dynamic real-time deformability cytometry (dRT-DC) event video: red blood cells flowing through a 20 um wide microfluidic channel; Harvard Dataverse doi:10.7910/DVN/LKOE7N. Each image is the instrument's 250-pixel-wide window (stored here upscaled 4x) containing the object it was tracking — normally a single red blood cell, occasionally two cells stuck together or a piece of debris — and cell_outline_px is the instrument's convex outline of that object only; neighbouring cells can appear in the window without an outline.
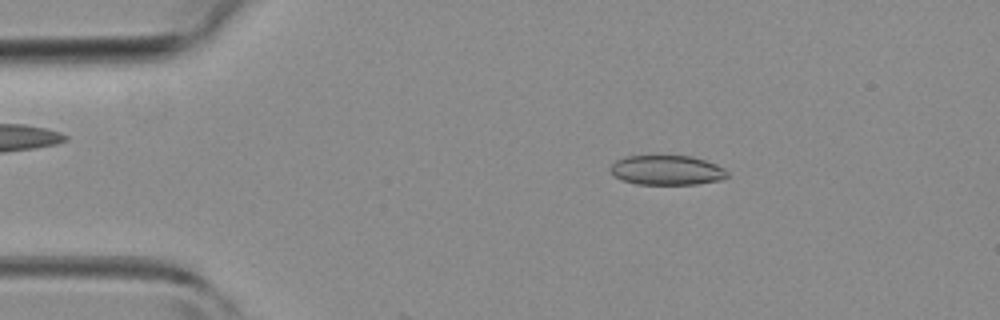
{"species": "common noctule bat (a hibernating species)", "species_latin": "Nyctalus noctula", "temperature_condition": "room temperature", "stored_images_in_passage": 5, "camera_frame_rate_fps": 3000, "um_per_image_px": 0.085, "animal": {"sex": "female", "body_mass_g": 19.3, "forearm_length_mm": 54.1}, "frame": {"image": 1, "passage_image": 3, "time_ms": 2.333, "image_size_px": [1000, 320], "cell_outline_px": [[728, 176], [720, 180], [696, 184], [636, 184], [620, 180], [612, 176], [608, 168], [616, 160], [624, 156], [692, 156], [716, 164], [724, 168], [728, 172]], "centroid_in_image_um": [56.63, 14.47], "position_along_channel_um": 28.4, "area_um2": 20.4}}
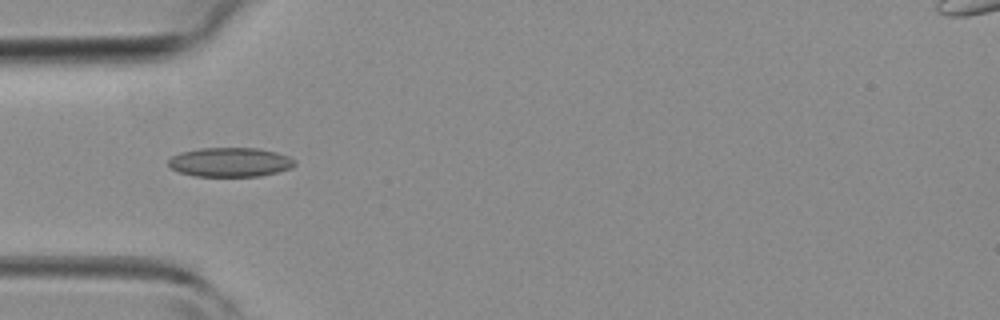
{"frame": {"image": 2, "passage_image": 4, "time_ms": 4.333, "image_size_px": [1000, 320], "cell_outline_px": [[296, 164], [292, 168], [260, 176], [196, 176], [180, 172], [172, 168], [168, 164], [168, 160], [172, 156], [180, 152], [200, 148], [256, 148], [276, 152], [288, 156], [296, 160]], "centroid_in_image_um": [19.58, 13.78], "position_along_channel_um": 65.4, "area_um2": 21.5}}
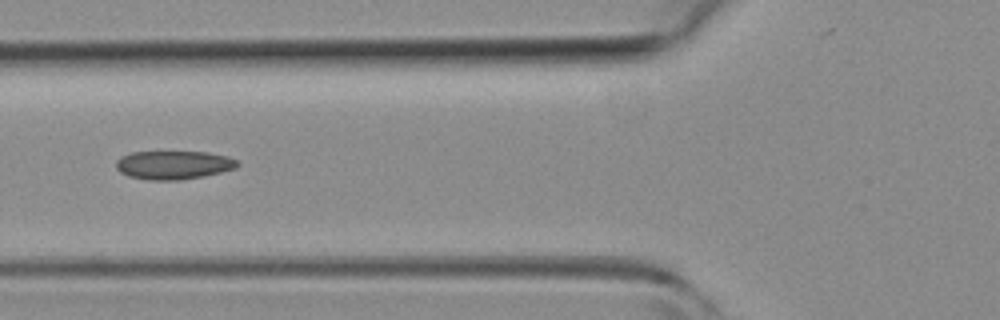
{"frame": {"image": 3, "passage_image": 5, "time_ms": 5.333, "image_size_px": [1000, 320], "cell_outline_px": [[240, 164], [236, 168], [204, 176], [180, 180], [148, 180], [128, 176], [120, 172], [116, 168], [116, 160], [120, 156], [132, 152], [208, 152], [228, 156], [236, 160]], "centroid_in_image_um": [14.74, 14.02], "position_along_channel_um": 111.1, "area_um2": 20.29}}